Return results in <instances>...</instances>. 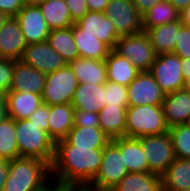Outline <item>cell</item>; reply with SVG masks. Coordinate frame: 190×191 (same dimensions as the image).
<instances>
[{
  "label": "cell",
  "mask_w": 190,
  "mask_h": 191,
  "mask_svg": "<svg viewBox=\"0 0 190 191\" xmlns=\"http://www.w3.org/2000/svg\"><path fill=\"white\" fill-rule=\"evenodd\" d=\"M103 148L71 145L65 138L55 142L51 179L55 191H83L96 176Z\"/></svg>",
  "instance_id": "6da1fadb"
},
{
  "label": "cell",
  "mask_w": 190,
  "mask_h": 191,
  "mask_svg": "<svg viewBox=\"0 0 190 191\" xmlns=\"http://www.w3.org/2000/svg\"><path fill=\"white\" fill-rule=\"evenodd\" d=\"M76 24L82 29V33L95 35L111 50L115 49L117 40L120 36L117 34L112 21L104 14V12L88 11Z\"/></svg>",
  "instance_id": "9a60e30c"
},
{
  "label": "cell",
  "mask_w": 190,
  "mask_h": 191,
  "mask_svg": "<svg viewBox=\"0 0 190 191\" xmlns=\"http://www.w3.org/2000/svg\"><path fill=\"white\" fill-rule=\"evenodd\" d=\"M24 5L39 4L41 0H22Z\"/></svg>",
  "instance_id": "816d5d0a"
},
{
  "label": "cell",
  "mask_w": 190,
  "mask_h": 191,
  "mask_svg": "<svg viewBox=\"0 0 190 191\" xmlns=\"http://www.w3.org/2000/svg\"><path fill=\"white\" fill-rule=\"evenodd\" d=\"M148 162V172L162 176L176 159L168 132L138 138Z\"/></svg>",
  "instance_id": "ba28073f"
},
{
  "label": "cell",
  "mask_w": 190,
  "mask_h": 191,
  "mask_svg": "<svg viewBox=\"0 0 190 191\" xmlns=\"http://www.w3.org/2000/svg\"><path fill=\"white\" fill-rule=\"evenodd\" d=\"M74 126L80 127H99V114L94 112H86L83 110L74 111Z\"/></svg>",
  "instance_id": "f35d334b"
},
{
  "label": "cell",
  "mask_w": 190,
  "mask_h": 191,
  "mask_svg": "<svg viewBox=\"0 0 190 191\" xmlns=\"http://www.w3.org/2000/svg\"><path fill=\"white\" fill-rule=\"evenodd\" d=\"M111 141L120 149L129 172H148V162L138 138L118 137Z\"/></svg>",
  "instance_id": "ffe728a7"
},
{
  "label": "cell",
  "mask_w": 190,
  "mask_h": 191,
  "mask_svg": "<svg viewBox=\"0 0 190 191\" xmlns=\"http://www.w3.org/2000/svg\"><path fill=\"white\" fill-rule=\"evenodd\" d=\"M127 91L128 106L162 105L166 95L150 72H140Z\"/></svg>",
  "instance_id": "8fae6325"
},
{
  "label": "cell",
  "mask_w": 190,
  "mask_h": 191,
  "mask_svg": "<svg viewBox=\"0 0 190 191\" xmlns=\"http://www.w3.org/2000/svg\"><path fill=\"white\" fill-rule=\"evenodd\" d=\"M105 84L78 83L71 105L76 110L98 113L104 102Z\"/></svg>",
  "instance_id": "d6986e66"
},
{
  "label": "cell",
  "mask_w": 190,
  "mask_h": 191,
  "mask_svg": "<svg viewBox=\"0 0 190 191\" xmlns=\"http://www.w3.org/2000/svg\"><path fill=\"white\" fill-rule=\"evenodd\" d=\"M129 173L120 149L110 141L104 148L100 168L83 191H110Z\"/></svg>",
  "instance_id": "5b68a950"
},
{
  "label": "cell",
  "mask_w": 190,
  "mask_h": 191,
  "mask_svg": "<svg viewBox=\"0 0 190 191\" xmlns=\"http://www.w3.org/2000/svg\"><path fill=\"white\" fill-rule=\"evenodd\" d=\"M73 38L79 57L105 60L111 51V49L95 35L82 33V29L76 23L73 24Z\"/></svg>",
  "instance_id": "484cf974"
},
{
  "label": "cell",
  "mask_w": 190,
  "mask_h": 191,
  "mask_svg": "<svg viewBox=\"0 0 190 191\" xmlns=\"http://www.w3.org/2000/svg\"><path fill=\"white\" fill-rule=\"evenodd\" d=\"M180 70L184 80L190 77V58H180Z\"/></svg>",
  "instance_id": "f6af8a7d"
},
{
  "label": "cell",
  "mask_w": 190,
  "mask_h": 191,
  "mask_svg": "<svg viewBox=\"0 0 190 191\" xmlns=\"http://www.w3.org/2000/svg\"><path fill=\"white\" fill-rule=\"evenodd\" d=\"M46 74L26 65L22 61L14 60V72L9 91L32 92L42 95Z\"/></svg>",
  "instance_id": "e0dca14e"
},
{
  "label": "cell",
  "mask_w": 190,
  "mask_h": 191,
  "mask_svg": "<svg viewBox=\"0 0 190 191\" xmlns=\"http://www.w3.org/2000/svg\"><path fill=\"white\" fill-rule=\"evenodd\" d=\"M88 11L90 12H104L109 0H86Z\"/></svg>",
  "instance_id": "7bdbcfd3"
},
{
  "label": "cell",
  "mask_w": 190,
  "mask_h": 191,
  "mask_svg": "<svg viewBox=\"0 0 190 191\" xmlns=\"http://www.w3.org/2000/svg\"><path fill=\"white\" fill-rule=\"evenodd\" d=\"M111 191H163L162 176L129 172Z\"/></svg>",
  "instance_id": "83f0119b"
},
{
  "label": "cell",
  "mask_w": 190,
  "mask_h": 191,
  "mask_svg": "<svg viewBox=\"0 0 190 191\" xmlns=\"http://www.w3.org/2000/svg\"><path fill=\"white\" fill-rule=\"evenodd\" d=\"M180 20L183 25L190 27V6L180 13Z\"/></svg>",
  "instance_id": "7dc6e473"
},
{
  "label": "cell",
  "mask_w": 190,
  "mask_h": 191,
  "mask_svg": "<svg viewBox=\"0 0 190 191\" xmlns=\"http://www.w3.org/2000/svg\"><path fill=\"white\" fill-rule=\"evenodd\" d=\"M50 114V105L42 103L27 119L40 125L43 131L49 135L48 117Z\"/></svg>",
  "instance_id": "74e56055"
},
{
  "label": "cell",
  "mask_w": 190,
  "mask_h": 191,
  "mask_svg": "<svg viewBox=\"0 0 190 191\" xmlns=\"http://www.w3.org/2000/svg\"><path fill=\"white\" fill-rule=\"evenodd\" d=\"M20 61L46 75L67 65L47 41L27 45Z\"/></svg>",
  "instance_id": "7c38bea8"
},
{
  "label": "cell",
  "mask_w": 190,
  "mask_h": 191,
  "mask_svg": "<svg viewBox=\"0 0 190 191\" xmlns=\"http://www.w3.org/2000/svg\"><path fill=\"white\" fill-rule=\"evenodd\" d=\"M173 53L180 58H190V27L185 26L180 20V32Z\"/></svg>",
  "instance_id": "8d00e7d4"
},
{
  "label": "cell",
  "mask_w": 190,
  "mask_h": 191,
  "mask_svg": "<svg viewBox=\"0 0 190 191\" xmlns=\"http://www.w3.org/2000/svg\"><path fill=\"white\" fill-rule=\"evenodd\" d=\"M65 139L75 147L104 148L112 139L100 127L74 126Z\"/></svg>",
  "instance_id": "f1b7e54d"
},
{
  "label": "cell",
  "mask_w": 190,
  "mask_h": 191,
  "mask_svg": "<svg viewBox=\"0 0 190 191\" xmlns=\"http://www.w3.org/2000/svg\"><path fill=\"white\" fill-rule=\"evenodd\" d=\"M9 164L10 160L5 158H0V191H2L5 182L7 180Z\"/></svg>",
  "instance_id": "ee69618b"
},
{
  "label": "cell",
  "mask_w": 190,
  "mask_h": 191,
  "mask_svg": "<svg viewBox=\"0 0 190 191\" xmlns=\"http://www.w3.org/2000/svg\"><path fill=\"white\" fill-rule=\"evenodd\" d=\"M180 57L174 53L156 55L150 73L165 94L183 89L184 78L180 70Z\"/></svg>",
  "instance_id": "30bf717a"
},
{
  "label": "cell",
  "mask_w": 190,
  "mask_h": 191,
  "mask_svg": "<svg viewBox=\"0 0 190 191\" xmlns=\"http://www.w3.org/2000/svg\"><path fill=\"white\" fill-rule=\"evenodd\" d=\"M163 191H190V159L176 158L162 175Z\"/></svg>",
  "instance_id": "4316f807"
},
{
  "label": "cell",
  "mask_w": 190,
  "mask_h": 191,
  "mask_svg": "<svg viewBox=\"0 0 190 191\" xmlns=\"http://www.w3.org/2000/svg\"><path fill=\"white\" fill-rule=\"evenodd\" d=\"M14 72V60L0 58V95L4 98L9 92Z\"/></svg>",
  "instance_id": "d590c367"
},
{
  "label": "cell",
  "mask_w": 190,
  "mask_h": 191,
  "mask_svg": "<svg viewBox=\"0 0 190 191\" xmlns=\"http://www.w3.org/2000/svg\"><path fill=\"white\" fill-rule=\"evenodd\" d=\"M168 1L171 2L180 13L190 5V0H168Z\"/></svg>",
  "instance_id": "bcb514c9"
},
{
  "label": "cell",
  "mask_w": 190,
  "mask_h": 191,
  "mask_svg": "<svg viewBox=\"0 0 190 191\" xmlns=\"http://www.w3.org/2000/svg\"><path fill=\"white\" fill-rule=\"evenodd\" d=\"M107 81L128 86L140 73L135 66L114 49L105 58Z\"/></svg>",
  "instance_id": "7402d4cb"
},
{
  "label": "cell",
  "mask_w": 190,
  "mask_h": 191,
  "mask_svg": "<svg viewBox=\"0 0 190 191\" xmlns=\"http://www.w3.org/2000/svg\"><path fill=\"white\" fill-rule=\"evenodd\" d=\"M105 106H126L128 107L127 86L107 81L104 92Z\"/></svg>",
  "instance_id": "e575fe53"
},
{
  "label": "cell",
  "mask_w": 190,
  "mask_h": 191,
  "mask_svg": "<svg viewBox=\"0 0 190 191\" xmlns=\"http://www.w3.org/2000/svg\"><path fill=\"white\" fill-rule=\"evenodd\" d=\"M180 20V12L168 0H161L142 15V29H147L164 25Z\"/></svg>",
  "instance_id": "4dcf8cb0"
},
{
  "label": "cell",
  "mask_w": 190,
  "mask_h": 191,
  "mask_svg": "<svg viewBox=\"0 0 190 191\" xmlns=\"http://www.w3.org/2000/svg\"><path fill=\"white\" fill-rule=\"evenodd\" d=\"M180 32V20L147 29L151 45L156 55L173 53Z\"/></svg>",
  "instance_id": "d4e9b609"
},
{
  "label": "cell",
  "mask_w": 190,
  "mask_h": 191,
  "mask_svg": "<svg viewBox=\"0 0 190 191\" xmlns=\"http://www.w3.org/2000/svg\"><path fill=\"white\" fill-rule=\"evenodd\" d=\"M4 100L6 116L14 120L27 119L43 103L41 95L30 91H9Z\"/></svg>",
  "instance_id": "ac0fdd59"
},
{
  "label": "cell",
  "mask_w": 190,
  "mask_h": 191,
  "mask_svg": "<svg viewBox=\"0 0 190 191\" xmlns=\"http://www.w3.org/2000/svg\"><path fill=\"white\" fill-rule=\"evenodd\" d=\"M73 23L80 21L88 12L86 0H65Z\"/></svg>",
  "instance_id": "ab89813d"
},
{
  "label": "cell",
  "mask_w": 190,
  "mask_h": 191,
  "mask_svg": "<svg viewBox=\"0 0 190 191\" xmlns=\"http://www.w3.org/2000/svg\"><path fill=\"white\" fill-rule=\"evenodd\" d=\"M141 15L145 14L149 9H151L155 4L159 3L161 0H132Z\"/></svg>",
  "instance_id": "b9f144b4"
},
{
  "label": "cell",
  "mask_w": 190,
  "mask_h": 191,
  "mask_svg": "<svg viewBox=\"0 0 190 191\" xmlns=\"http://www.w3.org/2000/svg\"><path fill=\"white\" fill-rule=\"evenodd\" d=\"M2 191H55L51 166L37 158L19 157L10 160Z\"/></svg>",
  "instance_id": "7a4b0ae2"
},
{
  "label": "cell",
  "mask_w": 190,
  "mask_h": 191,
  "mask_svg": "<svg viewBox=\"0 0 190 191\" xmlns=\"http://www.w3.org/2000/svg\"><path fill=\"white\" fill-rule=\"evenodd\" d=\"M23 7L22 0H0V11L9 17H15Z\"/></svg>",
  "instance_id": "60d3db41"
},
{
  "label": "cell",
  "mask_w": 190,
  "mask_h": 191,
  "mask_svg": "<svg viewBox=\"0 0 190 191\" xmlns=\"http://www.w3.org/2000/svg\"><path fill=\"white\" fill-rule=\"evenodd\" d=\"M183 89L190 92V77L184 80Z\"/></svg>",
  "instance_id": "f907efd6"
},
{
  "label": "cell",
  "mask_w": 190,
  "mask_h": 191,
  "mask_svg": "<svg viewBox=\"0 0 190 191\" xmlns=\"http://www.w3.org/2000/svg\"><path fill=\"white\" fill-rule=\"evenodd\" d=\"M77 86V78L67 64L46 75L42 101L50 106L71 104Z\"/></svg>",
  "instance_id": "52a82bcc"
},
{
  "label": "cell",
  "mask_w": 190,
  "mask_h": 191,
  "mask_svg": "<svg viewBox=\"0 0 190 191\" xmlns=\"http://www.w3.org/2000/svg\"><path fill=\"white\" fill-rule=\"evenodd\" d=\"M38 5L50 30L73 26L74 23L65 0L41 1Z\"/></svg>",
  "instance_id": "f546056e"
},
{
  "label": "cell",
  "mask_w": 190,
  "mask_h": 191,
  "mask_svg": "<svg viewBox=\"0 0 190 191\" xmlns=\"http://www.w3.org/2000/svg\"><path fill=\"white\" fill-rule=\"evenodd\" d=\"M74 111L71 104L50 106L48 117L49 136L54 142L64 139L74 127Z\"/></svg>",
  "instance_id": "603a6c76"
},
{
  "label": "cell",
  "mask_w": 190,
  "mask_h": 191,
  "mask_svg": "<svg viewBox=\"0 0 190 191\" xmlns=\"http://www.w3.org/2000/svg\"><path fill=\"white\" fill-rule=\"evenodd\" d=\"M114 50L128 59L139 72H149L156 57L145 32L120 37Z\"/></svg>",
  "instance_id": "8992f818"
},
{
  "label": "cell",
  "mask_w": 190,
  "mask_h": 191,
  "mask_svg": "<svg viewBox=\"0 0 190 191\" xmlns=\"http://www.w3.org/2000/svg\"><path fill=\"white\" fill-rule=\"evenodd\" d=\"M47 42L61 55L67 64L79 57L73 38V26L69 28L50 30Z\"/></svg>",
  "instance_id": "1f68e13d"
},
{
  "label": "cell",
  "mask_w": 190,
  "mask_h": 191,
  "mask_svg": "<svg viewBox=\"0 0 190 191\" xmlns=\"http://www.w3.org/2000/svg\"><path fill=\"white\" fill-rule=\"evenodd\" d=\"M15 133L20 157L37 158L51 166L55 142L40 125L28 119L15 120Z\"/></svg>",
  "instance_id": "3957f363"
},
{
  "label": "cell",
  "mask_w": 190,
  "mask_h": 191,
  "mask_svg": "<svg viewBox=\"0 0 190 191\" xmlns=\"http://www.w3.org/2000/svg\"><path fill=\"white\" fill-rule=\"evenodd\" d=\"M15 18L20 24L27 45L47 41L50 29L38 4L24 5Z\"/></svg>",
  "instance_id": "4fadbf2b"
},
{
  "label": "cell",
  "mask_w": 190,
  "mask_h": 191,
  "mask_svg": "<svg viewBox=\"0 0 190 191\" xmlns=\"http://www.w3.org/2000/svg\"><path fill=\"white\" fill-rule=\"evenodd\" d=\"M6 116V104L5 100L3 99L0 102V121Z\"/></svg>",
  "instance_id": "c3c4849f"
},
{
  "label": "cell",
  "mask_w": 190,
  "mask_h": 191,
  "mask_svg": "<svg viewBox=\"0 0 190 191\" xmlns=\"http://www.w3.org/2000/svg\"><path fill=\"white\" fill-rule=\"evenodd\" d=\"M162 105L128 106L126 137L140 138L168 132Z\"/></svg>",
  "instance_id": "277c9868"
},
{
  "label": "cell",
  "mask_w": 190,
  "mask_h": 191,
  "mask_svg": "<svg viewBox=\"0 0 190 191\" xmlns=\"http://www.w3.org/2000/svg\"><path fill=\"white\" fill-rule=\"evenodd\" d=\"M126 106H104L99 112V127L111 139L126 137Z\"/></svg>",
  "instance_id": "cb8c5ba5"
},
{
  "label": "cell",
  "mask_w": 190,
  "mask_h": 191,
  "mask_svg": "<svg viewBox=\"0 0 190 191\" xmlns=\"http://www.w3.org/2000/svg\"><path fill=\"white\" fill-rule=\"evenodd\" d=\"M162 108L169 128L175 125L188 124L190 120V92L179 89L166 94Z\"/></svg>",
  "instance_id": "2e32d148"
},
{
  "label": "cell",
  "mask_w": 190,
  "mask_h": 191,
  "mask_svg": "<svg viewBox=\"0 0 190 191\" xmlns=\"http://www.w3.org/2000/svg\"><path fill=\"white\" fill-rule=\"evenodd\" d=\"M8 17L9 16H7L4 12L0 11V28L3 26Z\"/></svg>",
  "instance_id": "681fc988"
},
{
  "label": "cell",
  "mask_w": 190,
  "mask_h": 191,
  "mask_svg": "<svg viewBox=\"0 0 190 191\" xmlns=\"http://www.w3.org/2000/svg\"><path fill=\"white\" fill-rule=\"evenodd\" d=\"M19 157L20 154L15 133V120L5 116L0 121V158L13 160Z\"/></svg>",
  "instance_id": "d6a6232c"
},
{
  "label": "cell",
  "mask_w": 190,
  "mask_h": 191,
  "mask_svg": "<svg viewBox=\"0 0 190 191\" xmlns=\"http://www.w3.org/2000/svg\"><path fill=\"white\" fill-rule=\"evenodd\" d=\"M26 47L27 43L18 20L8 17L0 28V58L18 61Z\"/></svg>",
  "instance_id": "5bb4252c"
},
{
  "label": "cell",
  "mask_w": 190,
  "mask_h": 191,
  "mask_svg": "<svg viewBox=\"0 0 190 191\" xmlns=\"http://www.w3.org/2000/svg\"><path fill=\"white\" fill-rule=\"evenodd\" d=\"M104 14L112 21L120 37L143 32L142 15L132 0H109Z\"/></svg>",
  "instance_id": "9c48e42d"
},
{
  "label": "cell",
  "mask_w": 190,
  "mask_h": 191,
  "mask_svg": "<svg viewBox=\"0 0 190 191\" xmlns=\"http://www.w3.org/2000/svg\"><path fill=\"white\" fill-rule=\"evenodd\" d=\"M173 150L176 158L190 159V126L189 124L175 125L169 128Z\"/></svg>",
  "instance_id": "836d02e7"
},
{
  "label": "cell",
  "mask_w": 190,
  "mask_h": 191,
  "mask_svg": "<svg viewBox=\"0 0 190 191\" xmlns=\"http://www.w3.org/2000/svg\"><path fill=\"white\" fill-rule=\"evenodd\" d=\"M68 65L78 83L105 84L107 82L105 60L78 57Z\"/></svg>",
  "instance_id": "44dd1931"
},
{
  "label": "cell",
  "mask_w": 190,
  "mask_h": 191,
  "mask_svg": "<svg viewBox=\"0 0 190 191\" xmlns=\"http://www.w3.org/2000/svg\"><path fill=\"white\" fill-rule=\"evenodd\" d=\"M4 98L0 95V102L3 100Z\"/></svg>",
  "instance_id": "f5cc1de1"
}]
</instances>
